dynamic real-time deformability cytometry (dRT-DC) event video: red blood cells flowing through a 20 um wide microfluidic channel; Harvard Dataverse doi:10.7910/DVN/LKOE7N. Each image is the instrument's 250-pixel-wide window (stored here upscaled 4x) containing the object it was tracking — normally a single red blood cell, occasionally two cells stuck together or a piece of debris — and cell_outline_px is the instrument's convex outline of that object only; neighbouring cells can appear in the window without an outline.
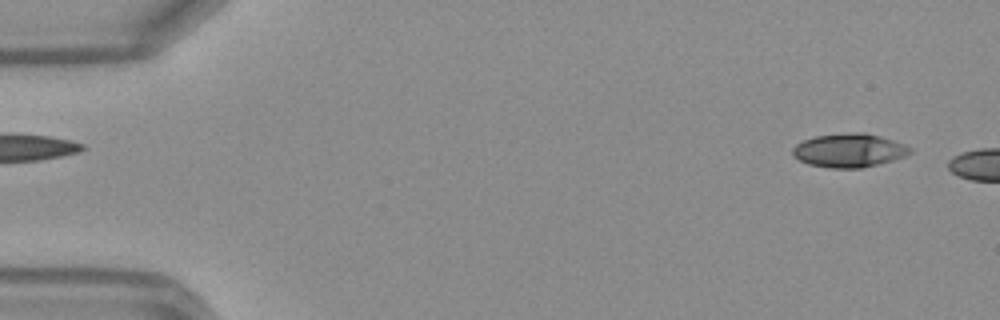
{"species": "Egyptian fruit bat (a non-hibernating species)", "species_latin": "Rousettus aegyptiacus", "temperature_condition": "warm", "stored_images_in_passage": 5, "camera_frame_rate_fps": 3000, "um_per_image_px": 0.085, "frame": {"image": 1, "passage_image": 2, "time_ms": 0.333, "image_size_px": [1000, 320], "cell_outline_px": [[912, 152], [904, 156], [892, 160], [860, 168], [828, 168], [808, 164], [792, 156], [792, 148], [796, 144], [804, 140], [816, 136], [848, 132], [864, 132], [880, 136], [904, 144], [912, 148]], "centroid_in_image_um": [72.15, 12.78], "position_along_channel_um": 12.9, "area_um2": 23.0}}